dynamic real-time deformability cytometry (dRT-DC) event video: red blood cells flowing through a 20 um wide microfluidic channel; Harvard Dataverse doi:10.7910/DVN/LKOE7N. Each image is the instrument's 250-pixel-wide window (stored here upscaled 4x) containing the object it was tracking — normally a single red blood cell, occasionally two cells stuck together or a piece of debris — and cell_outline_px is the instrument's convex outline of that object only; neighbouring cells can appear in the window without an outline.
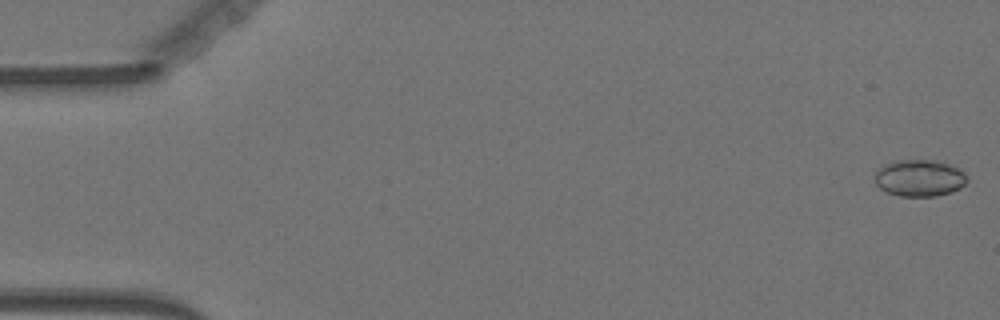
{"species": "Egyptian fruit bat (a non-hibernating species)", "species_latin": "Rousettus aegyptiacus", "temperature_condition": "warm", "stored_images_in_passage": 13, "camera_frame_rate_fps": 3000, "um_per_image_px": 0.085, "animal": {"sex": "female"}, "frame": {"image": 1, "passage_image": 1, "time_ms": 0.0, "image_size_px": [1000, 320], "cell_outline_px": [[968, 180], [960, 188], [952, 192], [936, 196], [900, 196], [888, 192], [880, 188], [876, 184], [872, 176], [876, 168], [892, 160], [936, 160], [948, 164], [964, 172], [968, 176]], "centroid_in_image_um": [78.11, 15.12], "position_along_channel_um": 6.9, "area_um2": 20.11}}